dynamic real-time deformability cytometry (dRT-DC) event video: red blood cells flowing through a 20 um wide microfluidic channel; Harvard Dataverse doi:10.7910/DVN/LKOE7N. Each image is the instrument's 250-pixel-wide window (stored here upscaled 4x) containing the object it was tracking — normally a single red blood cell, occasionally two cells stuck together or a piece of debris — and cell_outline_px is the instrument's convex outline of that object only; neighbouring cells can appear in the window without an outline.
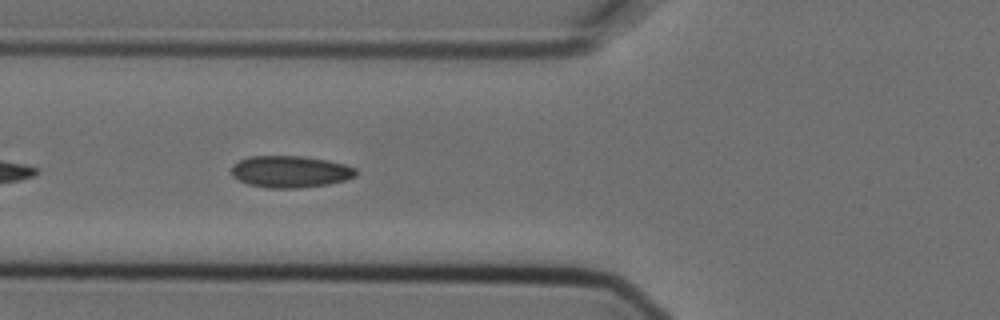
{"species": "Egyptian fruit bat (a non-hibernating species)", "species_latin": "Rousettus aegyptiacus", "temperature_condition": "cold", "stored_images_in_passage": 10, "camera_frame_rate_fps": 3000, "um_per_image_px": 0.085, "animal": {"sex": "female"}, "frame": {"image": 1, "passage_image": 8, "time_ms": 2.333, "image_size_px": [1000, 320], "cell_outline_px": [[356, 176], [344, 180], [328, 184], [296, 188], [268, 188], [248, 184], [236, 180], [232, 176], [232, 164], [248, 156], [304, 156], [328, 160], [344, 164], [356, 168]], "centroid_in_image_um": [24.64, 14.58], "position_along_channel_um": 101.2, "area_um2": 23.18}}
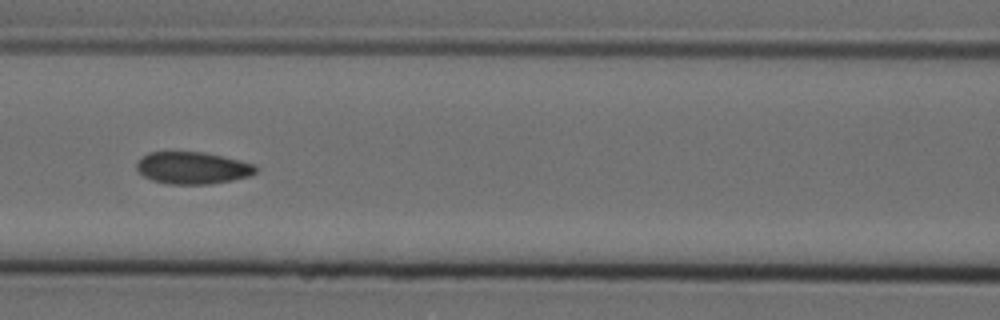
{"frame": {"image": 2, "passage_image": 9, "time_ms": 2.667, "image_size_px": [1000, 320], "cell_outline_px": [[260, 168], [256, 172], [248, 176], [232, 180], [208, 184], [168, 184], [152, 180], [144, 176], [136, 168], [136, 164], [148, 152], [204, 152], [240, 160], [256, 164]], "centroid_in_image_um": [16.41, 14.27], "position_along_channel_um": 150.2, "area_um2": 22.25}}
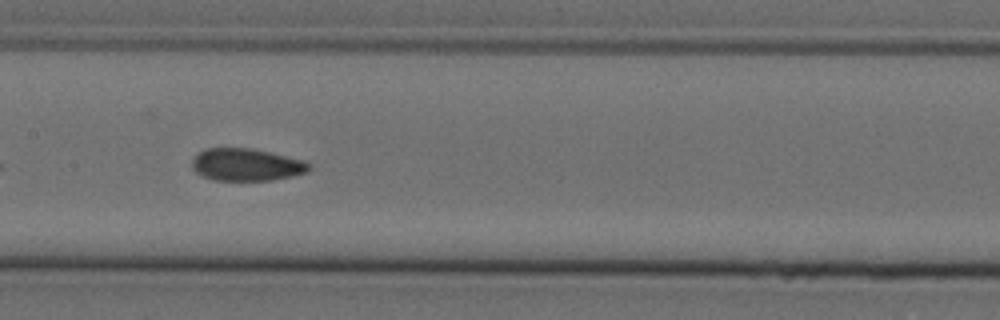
{"frame": {"image": 3, "passage_image": 10, "time_ms": 3.0, "image_size_px": [1000, 320], "cell_outline_px": [[312, 164], [308, 172], [292, 176], [272, 180], [212, 180], [200, 176], [192, 168], [192, 160], [200, 152], [208, 148], [252, 148], [304, 160]], "centroid_in_image_um": [20.96, 14.0], "position_along_channel_um": 186.4, "area_um2": 22.14}}